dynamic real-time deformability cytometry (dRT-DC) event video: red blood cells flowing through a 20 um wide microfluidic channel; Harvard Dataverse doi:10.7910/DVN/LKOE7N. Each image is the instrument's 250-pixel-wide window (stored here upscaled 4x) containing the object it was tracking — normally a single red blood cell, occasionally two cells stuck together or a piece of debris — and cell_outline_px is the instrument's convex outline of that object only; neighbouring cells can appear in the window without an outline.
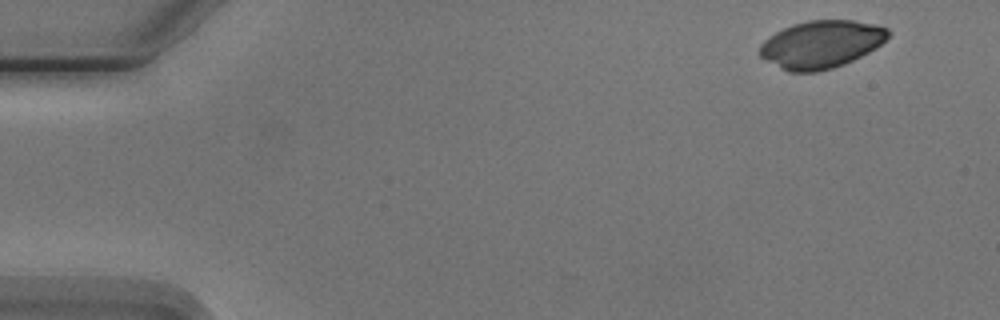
{"species": "Egyptian fruit bat (a non-hibernating species)", "species_latin": "Rousettus aegyptiacus", "temperature_condition": "cold", "stored_images_in_passage": 4, "camera_frame_rate_fps": 3000, "um_per_image_px": 0.085, "animal": {"sex": "male"}, "frame": {"image": 1, "passage_image": 1, "time_ms": 0.0, "image_size_px": [1000, 320], "cell_outline_px": [[892, 32], [876, 48], [844, 64], [832, 68], [816, 72], [788, 72], [760, 56], [760, 44], [768, 36], [792, 24], [808, 20], [852, 20], [876, 24], [888, 28]], "centroid_in_image_um": [69.81, 3.75], "position_along_channel_um": 15.2, "area_um2": 35.55}}